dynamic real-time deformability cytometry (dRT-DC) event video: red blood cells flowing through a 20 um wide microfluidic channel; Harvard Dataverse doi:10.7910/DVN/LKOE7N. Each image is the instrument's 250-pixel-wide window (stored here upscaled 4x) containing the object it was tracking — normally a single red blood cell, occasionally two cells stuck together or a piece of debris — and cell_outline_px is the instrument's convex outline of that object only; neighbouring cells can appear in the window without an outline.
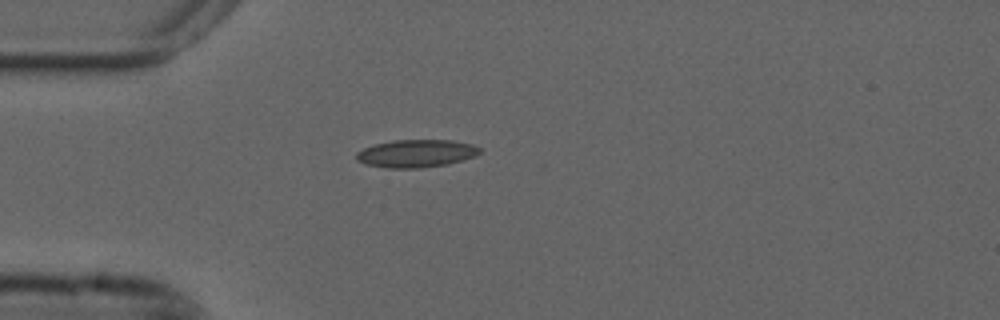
{"species": "common noctule bat (a hibernating species)", "species_latin": "Nyctalus noctula", "temperature_condition": "cold", "stored_images_in_passage": 41, "camera_frame_rate_fps": 3000, "um_per_image_px": 0.085, "animal": {"sex": "male", "forearm_length_mm": 52.5}, "frame": {"image": 1, "passage_image": 1, "time_ms": 0.0, "image_size_px": [1000, 320], "cell_outline_px": [[480, 152], [476, 156], [448, 164], [420, 168], [388, 168], [364, 164], [356, 160], [356, 152], [364, 148], [376, 144], [392, 140], [452, 140], [472, 144], [480, 148]], "centroid_in_image_um": [35.37, 13.05], "position_along_channel_um": 49.6, "area_um2": 20.0}}
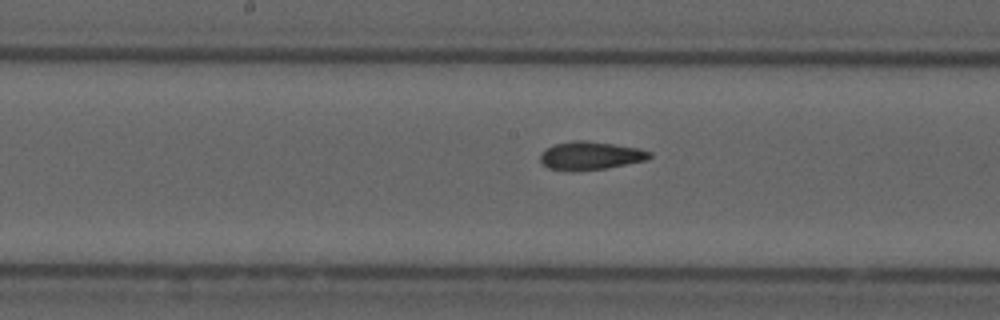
{"frame": {"image": 2, "passage_image": 14, "time_ms": 4.333, "image_size_px": [1000, 320], "cell_outline_px": [[652, 156], [648, 160], [608, 168], [576, 172], [568, 172], [548, 168], [540, 160], [540, 156], [544, 148], [552, 144], [576, 140], [584, 140], [640, 148], [652, 152]], "centroid_in_image_um": [50.18, 13.25], "position_along_channel_um": 198.0, "area_um2": 18.44}}
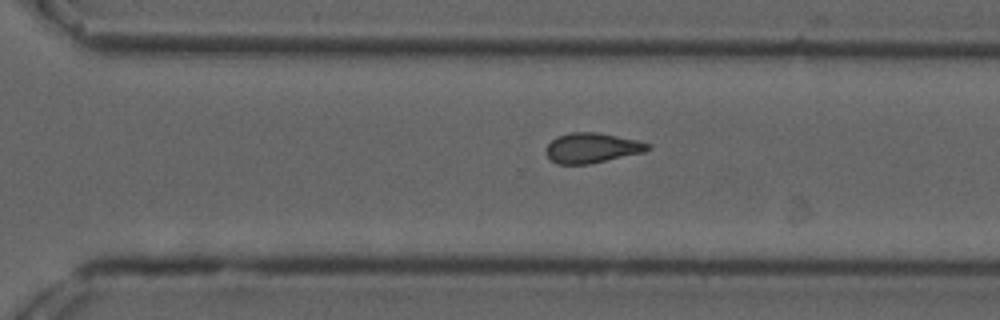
{"frame": {"image": 3, "passage_image": 24, "time_ms": 7.667, "image_size_px": [1000, 320], "cell_outline_px": [[652, 148], [644, 152], [588, 164], [556, 164], [544, 152], [548, 144], [556, 136], [572, 132], [596, 132], [636, 140], [652, 144]], "centroid_in_image_um": [50.31, 12.57], "position_along_channel_um": 320.3, "area_um2": 17.74}, "authors_computed_cell_mechanics": {"area_um2": 17.8602, "velocity_mm_per_s": 3.6866, "shape_relaxation_time_tau1_ms": 10.2731, "shape_relaxation_time_tau2_ms": 3.5463, "deformation_change_tau1": 0.1989, "deformation_change_tau2": 0.1033}}